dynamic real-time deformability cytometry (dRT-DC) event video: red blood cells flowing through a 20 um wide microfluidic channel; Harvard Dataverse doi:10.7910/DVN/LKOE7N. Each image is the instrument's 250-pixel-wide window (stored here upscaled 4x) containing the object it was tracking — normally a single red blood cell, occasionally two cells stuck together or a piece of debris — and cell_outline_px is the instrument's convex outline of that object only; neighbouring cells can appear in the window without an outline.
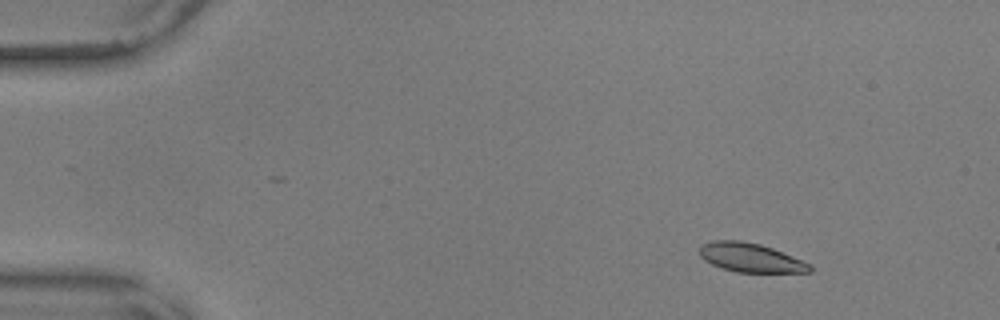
{"species": "common noctule bat (a hibernating species)", "species_latin": "Nyctalus noctula", "temperature_condition": "warm", "stored_images_in_passage": 29, "camera_frame_rate_fps": 3000, "um_per_image_px": 0.085, "animal": {"sex": "male", "body_mass_g": 17.9, "forearm_length_mm": 54.2}, "frame": {"image": 1, "passage_image": 7, "time_ms": 2.0, "image_size_px": [1000, 320], "cell_outline_px": [[812, 272], [736, 272], [712, 264], [704, 260], [700, 256], [700, 244], [712, 240], [740, 240], [760, 244], [772, 248], [812, 264]], "centroid_in_image_um": [63.79, 21.89], "position_along_channel_um": 21.2, "area_um2": 18.61}}
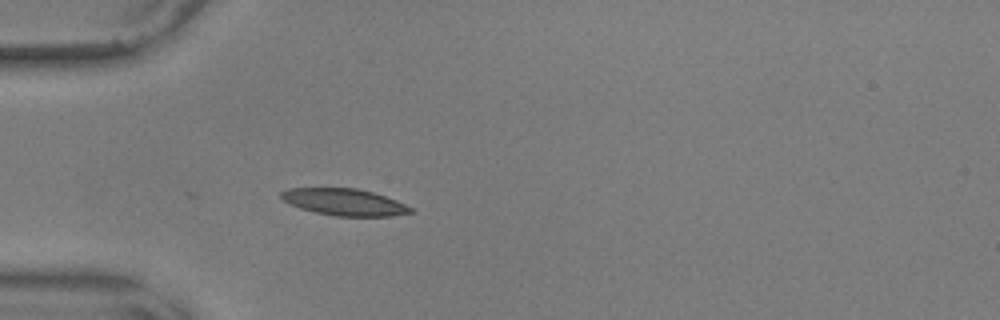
{"frame": {"image": 2, "passage_image": 17, "time_ms": 5.333, "image_size_px": [1000, 320], "cell_outline_px": [[412, 212], [392, 216], [336, 216], [316, 212], [300, 208], [284, 200], [280, 196], [280, 192], [288, 188], [356, 188], [372, 192], [396, 200], [412, 208]], "centroid_in_image_um": [29.26, 17.17], "position_along_channel_um": 55.7, "area_um2": 19.94}}
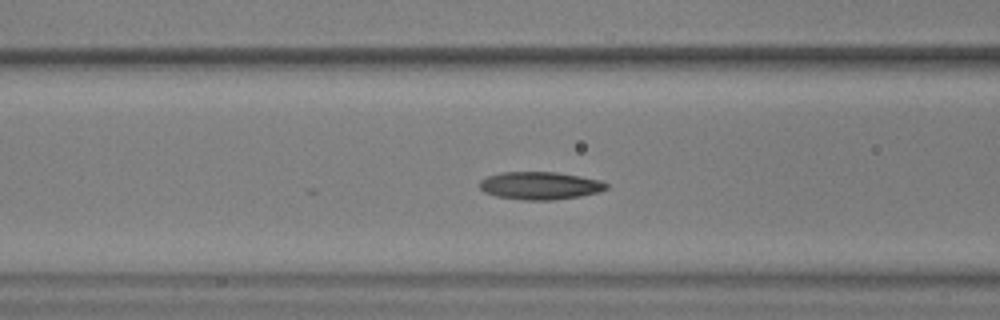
{"frame": {"image": 3, "passage_image": 23, "time_ms": 7.333, "image_size_px": [1000, 320], "cell_outline_px": [[608, 188], [600, 192], [580, 196], [552, 200], [524, 200], [496, 196], [484, 192], [480, 188], [480, 180], [488, 176], [500, 172], [556, 172], [580, 176], [600, 180], [608, 184]], "centroid_in_image_um": [45.91, 15.78], "position_along_channel_um": 120.7, "area_um2": 20.52}}